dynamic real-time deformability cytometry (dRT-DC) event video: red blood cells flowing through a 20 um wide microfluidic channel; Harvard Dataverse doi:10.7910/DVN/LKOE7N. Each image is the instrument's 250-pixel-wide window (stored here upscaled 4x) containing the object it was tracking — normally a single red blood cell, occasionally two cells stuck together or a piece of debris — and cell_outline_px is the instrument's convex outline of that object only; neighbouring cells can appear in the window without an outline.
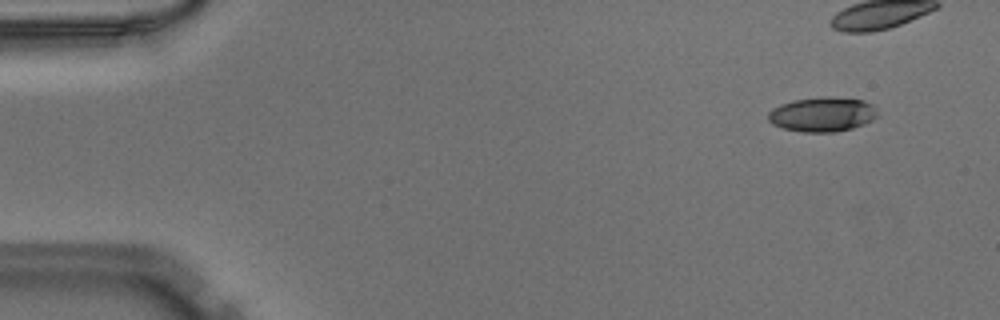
{"species": "Egyptian fruit bat (a non-hibernating species)", "species_latin": "Rousettus aegyptiacus", "temperature_condition": "warm", "stored_images_in_passage": 5, "camera_frame_rate_fps": 3000, "um_per_image_px": 0.085, "animal": {"sex": "male"}, "frame": {"image": 1, "passage_image": 1, "time_ms": 0.0, "image_size_px": [1000, 320], "cell_outline_px": [[876, 116], [872, 120], [864, 124], [852, 128], [836, 132], [804, 132], [784, 128], [772, 124], [768, 120], [768, 112], [772, 108], [780, 104], [796, 100], [824, 96], [828, 96], [864, 100], [872, 104], [876, 108]], "centroid_in_image_um": [69.9, 9.72], "position_along_channel_um": 15.1, "area_um2": 22.02}}